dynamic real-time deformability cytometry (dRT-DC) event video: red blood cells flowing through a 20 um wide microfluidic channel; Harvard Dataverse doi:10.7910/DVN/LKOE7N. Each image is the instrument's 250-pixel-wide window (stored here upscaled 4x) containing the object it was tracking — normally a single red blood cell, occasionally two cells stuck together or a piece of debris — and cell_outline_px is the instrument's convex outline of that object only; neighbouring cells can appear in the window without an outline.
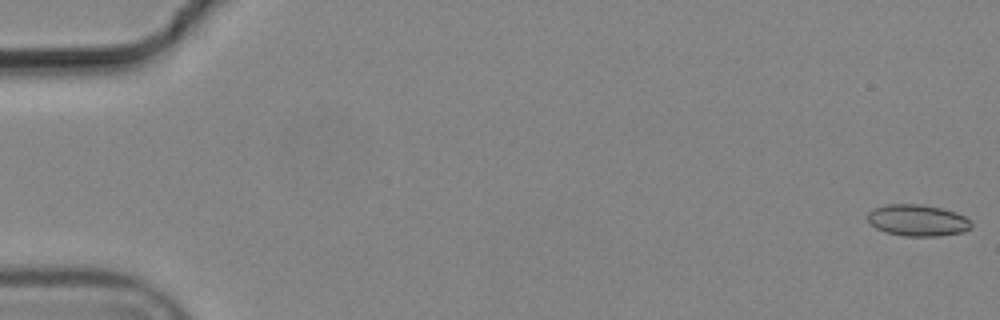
{"species": "common noctule bat (a hibernating species)", "species_latin": "Nyctalus noctula", "temperature_condition": "cold", "stored_images_in_passage": 7, "camera_frame_rate_fps": 3000, "um_per_image_px": 0.085, "animal": {"sex": "male", "body_mass_g": 19.2, "forearm_length_mm": 51.8}, "frame": {"image": 1, "passage_image": 1, "time_ms": 0.0, "image_size_px": [1000, 320], "cell_outline_px": [[972, 228], [964, 232], [936, 236], [904, 236], [884, 232], [876, 228], [868, 220], [868, 212], [876, 208], [888, 204], [920, 204], [940, 208], [956, 212], [972, 220]], "centroid_in_image_um": [78.03, 18.74], "position_along_channel_um": 7.0, "area_um2": 19.07}}
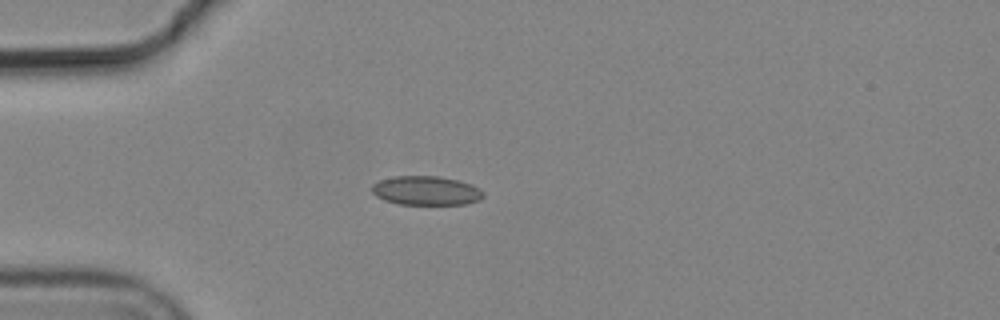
{"frame": {"image": 2, "passage_image": 5, "time_ms": 1.333, "image_size_px": [1000, 320], "cell_outline_px": [[484, 196], [480, 200], [468, 204], [400, 204], [384, 200], [376, 196], [372, 192], [372, 184], [380, 180], [392, 176], [436, 176], [456, 180], [472, 184], [484, 192]], "centroid_in_image_um": [36.22, 16.2], "position_along_channel_um": 48.8, "area_um2": 18.9}}
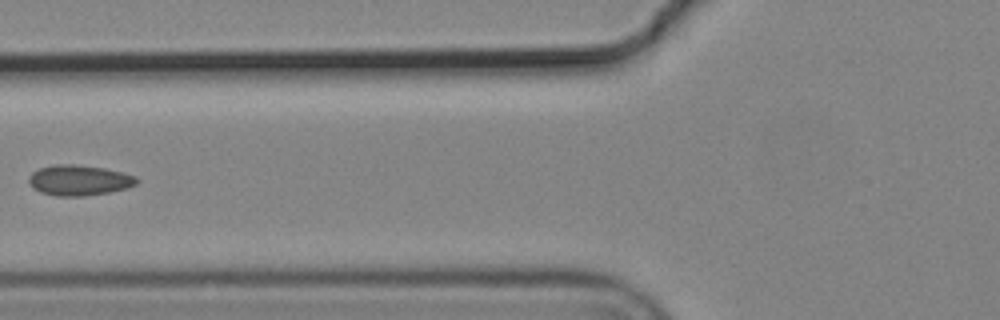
{"frame": {"image": 3, "passage_image": 7, "time_ms": 2.0, "image_size_px": [1000, 320], "cell_outline_px": [[140, 180], [136, 184], [128, 188], [108, 192], [84, 196], [56, 196], [40, 192], [32, 188], [28, 180], [28, 176], [32, 172], [40, 168], [56, 164], [76, 164], [104, 168], [136, 176]], "centroid_in_image_um": [6.71, 15.32], "position_along_channel_um": 119.1, "area_um2": 19.25}}